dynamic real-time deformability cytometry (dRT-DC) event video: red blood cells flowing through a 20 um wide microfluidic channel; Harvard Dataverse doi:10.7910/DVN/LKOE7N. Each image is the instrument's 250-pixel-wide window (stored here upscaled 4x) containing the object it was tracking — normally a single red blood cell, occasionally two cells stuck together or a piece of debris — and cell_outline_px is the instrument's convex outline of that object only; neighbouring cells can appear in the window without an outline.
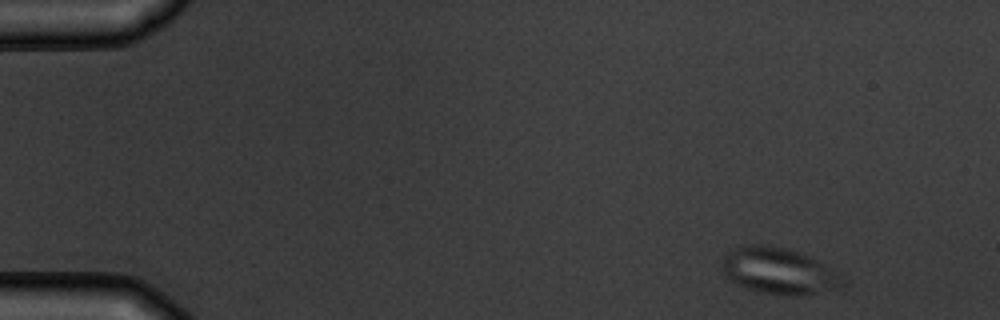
{"species": "common noctule bat (a hibernating species)", "species_latin": "Nyctalus noctula", "temperature_condition": "warm", "stored_images_in_passage": 3, "camera_frame_rate_fps": 3000, "um_per_image_px": 0.085, "animal": {"sex": "male", "body_mass_g": 19.5, "forearm_length_mm": 54.6}, "frame": {"image": 1, "passage_image": 1, "time_ms": 0.0, "image_size_px": [1000, 320], "cell_outline_px": [[844, 288], [792, 296], [788, 296], [764, 292], [744, 288], [724, 276], [720, 260], [728, 252], [744, 244], [764, 244], [784, 248], [800, 252], [816, 260], [844, 276]], "centroid_in_image_um": [66.18, 23.03], "position_along_channel_um": 18.8, "area_um2": 32.66}}